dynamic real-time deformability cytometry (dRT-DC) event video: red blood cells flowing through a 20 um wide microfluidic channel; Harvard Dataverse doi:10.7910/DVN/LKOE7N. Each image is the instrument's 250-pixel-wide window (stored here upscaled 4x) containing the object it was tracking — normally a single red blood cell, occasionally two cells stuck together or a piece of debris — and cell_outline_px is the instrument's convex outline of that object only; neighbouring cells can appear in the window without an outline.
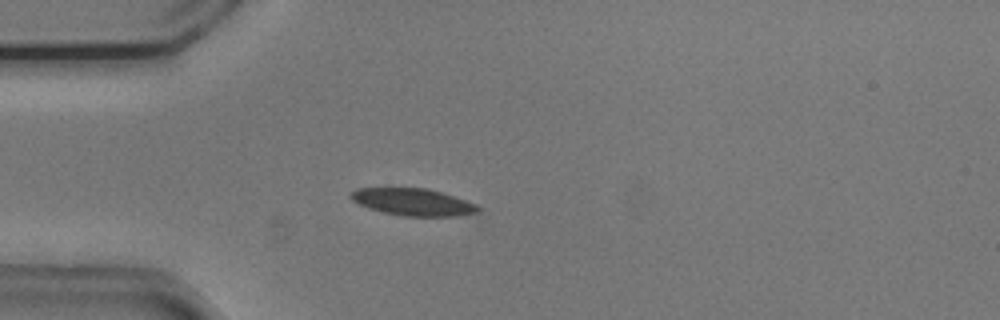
{"species": "common noctule bat (a hibernating species)", "species_latin": "Nyctalus noctula", "temperature_condition": "cold", "stored_images_in_passage": 4, "camera_frame_rate_fps": 3000, "um_per_image_px": 0.085, "animal": {"sex": "male", "body_mass_g": 20.5, "forearm_length_mm": 52.5}, "frame": {"image": 1, "passage_image": 1, "time_ms": 0.0, "image_size_px": [1000, 320], "cell_outline_px": [[480, 212], [456, 216], [404, 216], [384, 212], [368, 208], [352, 200], [348, 196], [356, 188], [428, 188], [476, 204], [480, 208]], "centroid_in_image_um": [35.09, 17.17], "position_along_channel_um": 49.9, "area_um2": 19.94}}